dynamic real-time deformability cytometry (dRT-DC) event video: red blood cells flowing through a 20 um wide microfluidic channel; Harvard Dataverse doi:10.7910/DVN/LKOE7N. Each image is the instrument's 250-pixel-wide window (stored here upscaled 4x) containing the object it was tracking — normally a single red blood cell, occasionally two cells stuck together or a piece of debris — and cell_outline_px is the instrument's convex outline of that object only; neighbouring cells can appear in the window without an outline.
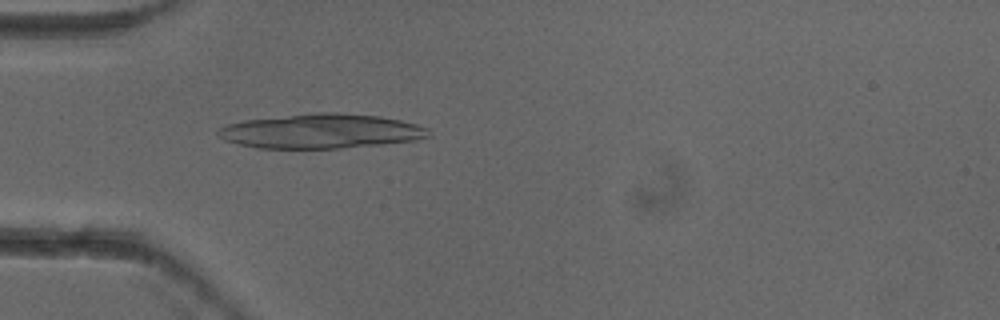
{"species": "common noctule bat (a hibernating species)", "species_latin": "Nyctalus noctula", "temperature_condition": "cold", "stored_images_in_passage": 5, "camera_frame_rate_fps": 3000, "um_per_image_px": 0.085, "animal": {"sex": "female"}, "frame": {"image": 1, "passage_image": 5, "time_ms": 1.333, "image_size_px": [1000, 320], "cell_outline_px": [[432, 136], [416, 140], [380, 144], [340, 148], [256, 148], [236, 144], [224, 140], [216, 132], [220, 128], [228, 124], [244, 120], [312, 112], [336, 112], [380, 116], [400, 120], [416, 124], [428, 128]], "centroid_in_image_um": [27.29, 11.14], "position_along_channel_um": 57.7, "area_um2": 42.48}}